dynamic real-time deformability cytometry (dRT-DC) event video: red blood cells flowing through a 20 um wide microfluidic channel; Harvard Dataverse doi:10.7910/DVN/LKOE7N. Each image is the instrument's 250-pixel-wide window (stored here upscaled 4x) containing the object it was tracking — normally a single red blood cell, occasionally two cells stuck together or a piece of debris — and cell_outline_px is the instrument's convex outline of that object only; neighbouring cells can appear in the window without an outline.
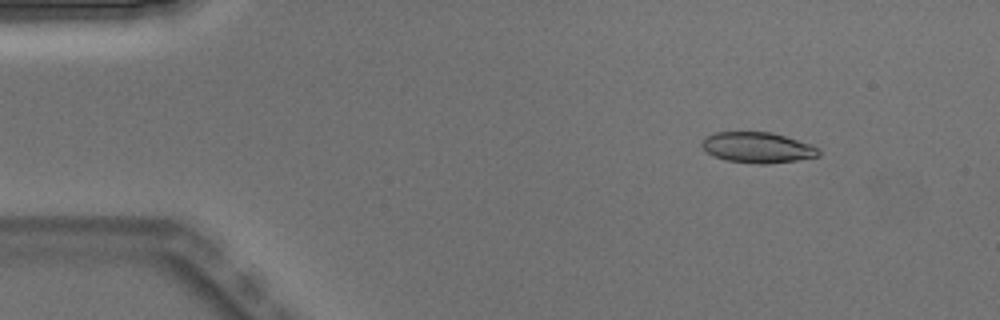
{"species": "Egyptian fruit bat (a non-hibernating species)", "species_latin": "Rousettus aegyptiacus", "temperature_condition": "warm", "stored_images_in_passage": 4, "camera_frame_rate_fps": 3000, "um_per_image_px": 0.085, "animal": {"sex": "male"}, "frame": {"image": 1, "passage_image": 2, "time_ms": 0.333, "image_size_px": [1000, 320], "cell_outline_px": [[820, 156], [796, 160], [768, 164], [760, 164], [728, 160], [712, 156], [700, 144], [712, 132], [772, 132], [812, 144], [820, 148]], "centroid_in_image_um": [64.43, 12.53], "position_along_channel_um": 20.6, "area_um2": 20.87}}